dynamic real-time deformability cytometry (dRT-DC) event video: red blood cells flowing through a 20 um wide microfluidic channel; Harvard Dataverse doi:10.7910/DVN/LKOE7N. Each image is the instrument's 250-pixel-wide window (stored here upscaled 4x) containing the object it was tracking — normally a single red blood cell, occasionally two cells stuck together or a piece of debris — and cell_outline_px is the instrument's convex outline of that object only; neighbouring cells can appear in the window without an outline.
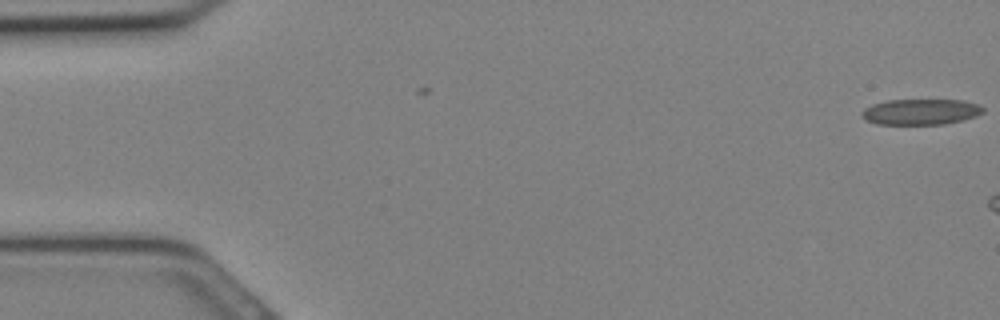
{"species": "Egyptian fruit bat (a non-hibernating species)", "species_latin": "Rousettus aegyptiacus", "temperature_condition": "cold", "stored_images_in_passage": 3, "camera_frame_rate_fps": 3000, "um_per_image_px": 0.085, "animal": {"sex": "female"}, "frame": {"image": 1, "passage_image": 3, "time_ms": 0.667, "image_size_px": [1000, 320], "cell_outline_px": [[984, 112], [976, 116], [944, 124], [876, 124], [860, 116], [860, 112], [864, 108], [872, 104], [888, 100], [964, 100], [980, 104], [984, 108]], "centroid_in_image_um": [78.26, 9.49], "position_along_channel_um": 6.7, "area_um2": 18.26}}